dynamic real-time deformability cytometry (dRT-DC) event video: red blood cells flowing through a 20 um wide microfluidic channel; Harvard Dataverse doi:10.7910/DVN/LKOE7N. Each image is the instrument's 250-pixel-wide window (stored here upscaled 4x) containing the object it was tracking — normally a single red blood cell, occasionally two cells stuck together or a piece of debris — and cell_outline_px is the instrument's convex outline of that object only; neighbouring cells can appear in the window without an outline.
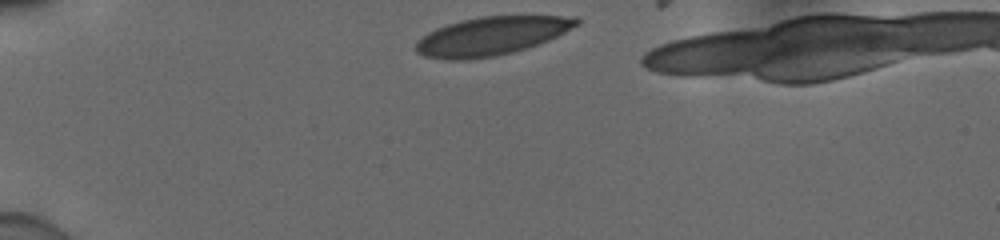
{"species": "human", "species_latin": "Homo sapiens", "temperature_condition": "cold", "stored_images_in_passage": 33, "camera_frame_rate_fps": 3000, "um_per_image_px": 0.085, "donor": {"sex": "male"}, "frame": {"image": 1, "passage_image": 1, "time_ms": 0.0, "image_size_px": [1000, 240], "cell_outline_px": [[580, 24], [548, 40], [512, 52], [496, 56], [464, 60], [448, 60], [424, 56], [416, 52], [412, 48], [428, 32], [436, 28], [460, 20], [480, 16], [576, 16], [580, 20]], "centroid_in_image_um": [41.75, 3.06], "position_along_channel_um": 43.3, "area_um2": 35.84}}
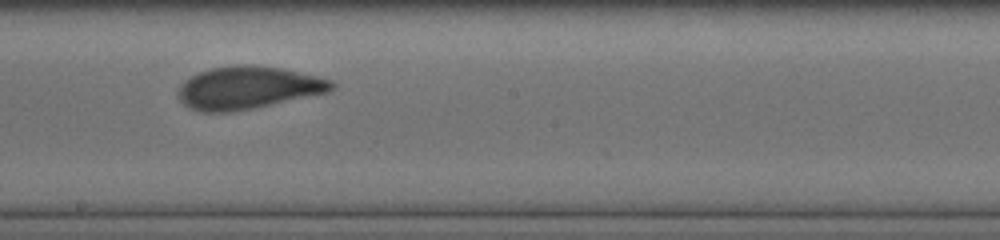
{"frame": {"image": 2, "passage_image": 19, "time_ms": 6.0, "image_size_px": [1000, 240], "cell_outline_px": [[336, 88], [328, 92], [252, 108], [232, 112], [204, 112], [188, 108], [176, 96], [180, 84], [184, 80], [200, 72], [212, 68], [244, 64], [248, 64], [280, 68], [316, 76], [332, 80], [336, 84]], "centroid_in_image_um": [21.05, 7.46], "position_along_channel_um": 227.1, "area_um2": 37.92}}
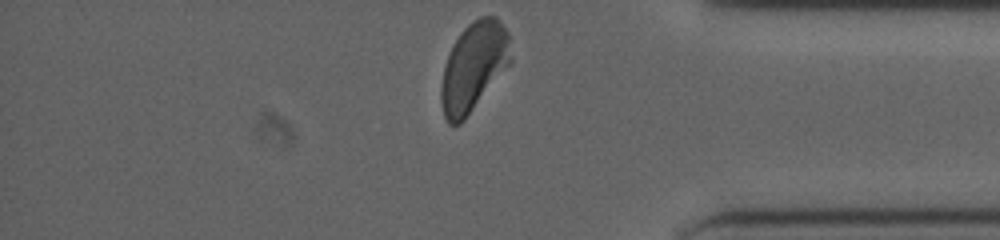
{"frame": {"image": 3, "passage_image": 33, "time_ms": 10.667, "image_size_px": [1000, 240], "cell_outline_px": [[512, 64], [464, 120], [460, 124], [448, 124], [444, 116], [440, 100], [440, 88], [444, 64], [448, 52], [452, 44], [460, 32], [472, 20], [480, 16], [496, 16], [500, 20], [508, 32], [512, 60]], "centroid_in_image_um": [40.27, 5.66], "position_along_channel_um": 394.9, "area_um2": 36.82}, "authors_computed_cell_mechanics": {"area_um2": 37.6278, "velocity_mm_per_s": 3.8869, "shape_relaxation_time_tau1_ms": 3.9429, "shape_relaxation_time_tau2_ms": 0.6479, "deformation_change_tau1": 0.1273, "deformation_change_tau2": 0.0646}}